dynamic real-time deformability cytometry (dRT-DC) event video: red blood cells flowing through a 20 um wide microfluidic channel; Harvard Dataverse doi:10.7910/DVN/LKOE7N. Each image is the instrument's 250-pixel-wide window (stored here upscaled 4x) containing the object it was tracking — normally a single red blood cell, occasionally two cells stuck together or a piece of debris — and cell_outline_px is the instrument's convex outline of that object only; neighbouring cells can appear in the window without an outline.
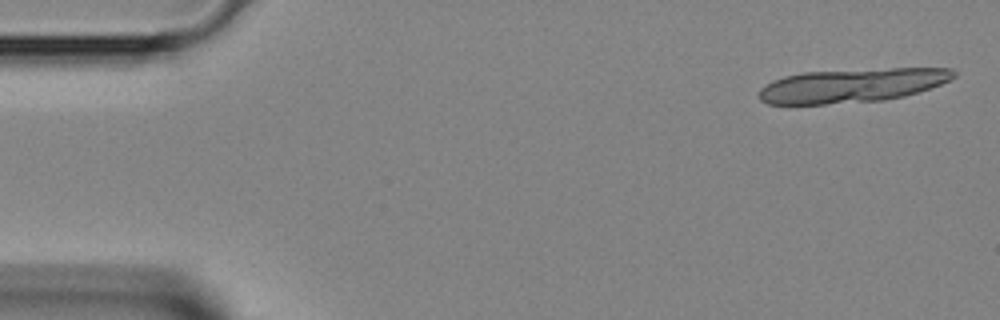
{"species": "Egyptian fruit bat (a non-hibernating species)", "species_latin": "Rousettus aegyptiacus", "temperature_condition": "room temperature", "stored_images_in_passage": 9, "camera_frame_rate_fps": 3000, "um_per_image_px": 0.085, "animal": {"sex": "female"}, "frame": {"image": 1, "passage_image": 1, "time_ms": 0.0, "image_size_px": [1000, 320], "cell_outline_px": [[956, 76], [940, 84], [904, 96], [884, 100], [824, 104], [768, 104], [760, 100], [760, 88], [772, 80], [784, 76], [804, 72], [892, 68], [952, 68], [956, 72]], "centroid_in_image_um": [72.4, 7.26], "position_along_channel_um": 12.6, "area_um2": 38.26}}